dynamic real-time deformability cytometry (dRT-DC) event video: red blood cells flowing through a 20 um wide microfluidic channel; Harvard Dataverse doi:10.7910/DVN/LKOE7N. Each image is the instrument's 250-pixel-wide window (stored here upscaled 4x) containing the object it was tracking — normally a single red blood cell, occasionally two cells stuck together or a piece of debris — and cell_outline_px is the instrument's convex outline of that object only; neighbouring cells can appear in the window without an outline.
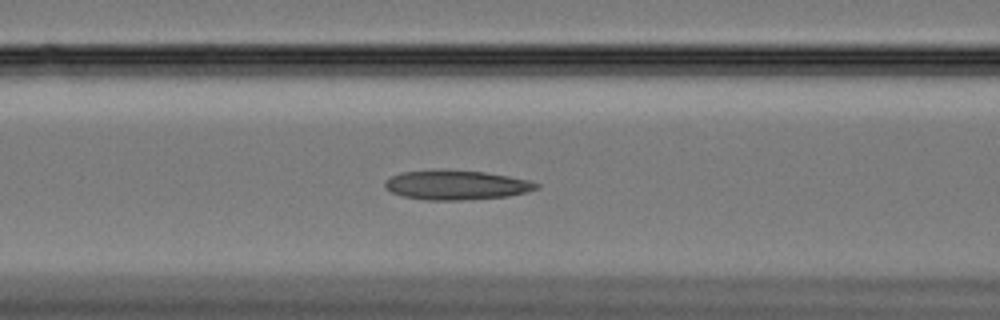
{"species": "Egyptian fruit bat (a non-hibernating species)", "species_latin": "Rousettus aegyptiacus", "temperature_condition": "cold", "stored_images_in_passage": 59, "camera_frame_rate_fps": 3000, "um_per_image_px": 0.085, "animal": {"sex": "female"}, "frame": {"image": 1, "passage_image": 24, "time_ms": 7.667, "image_size_px": [1000, 320], "cell_outline_px": [[540, 188], [508, 196], [460, 200], [424, 200], [400, 196], [384, 188], [384, 184], [392, 176], [404, 172], [484, 172], [508, 176], [528, 180], [540, 184]], "centroid_in_image_um": [38.81, 15.77], "position_along_channel_um": 127.8, "area_um2": 25.03}}
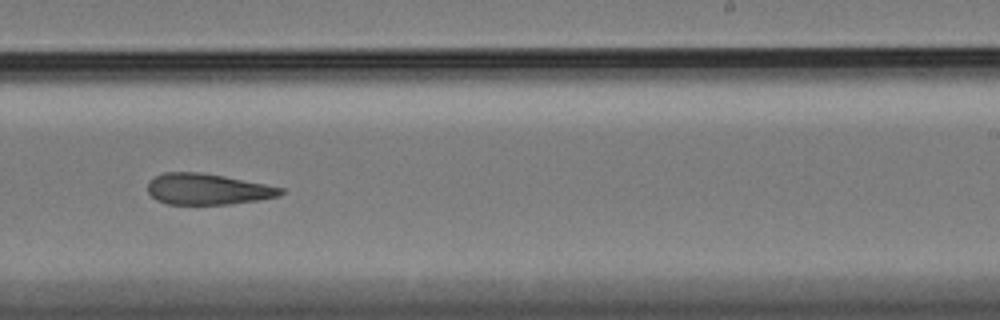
{"frame": {"image": 2, "passage_image": 37, "time_ms": 12.0, "image_size_px": [1000, 320], "cell_outline_px": [[284, 192], [280, 196], [260, 200], [228, 204], [168, 204], [156, 200], [148, 192], [148, 180], [164, 172], [200, 172], [224, 176], [284, 188]], "centroid_in_image_um": [17.64, 16.08], "position_along_channel_um": 271.4, "area_um2": 24.04}}
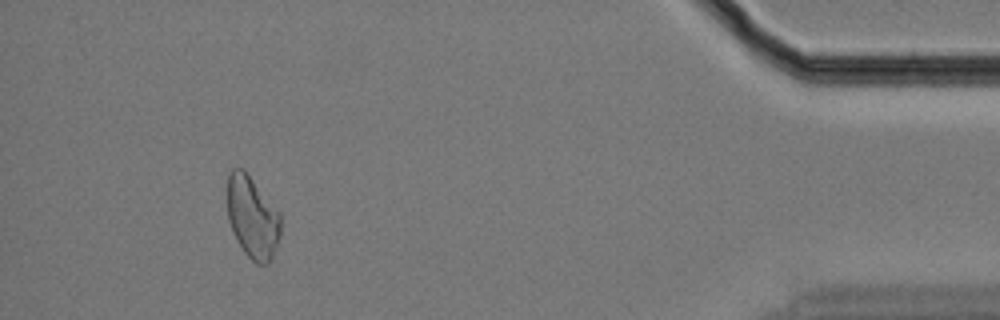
{"frame": {"image": 3, "passage_image": 55, "time_ms": 18.0, "image_size_px": [1000, 320], "cell_outline_px": [[280, 236], [272, 256], [268, 264], [256, 264], [244, 252], [232, 232], [228, 220], [228, 176], [232, 168], [244, 168], [280, 212]], "centroid_in_image_um": [21.45, 18.45], "position_along_channel_um": 413.7, "area_um2": 25.55}}